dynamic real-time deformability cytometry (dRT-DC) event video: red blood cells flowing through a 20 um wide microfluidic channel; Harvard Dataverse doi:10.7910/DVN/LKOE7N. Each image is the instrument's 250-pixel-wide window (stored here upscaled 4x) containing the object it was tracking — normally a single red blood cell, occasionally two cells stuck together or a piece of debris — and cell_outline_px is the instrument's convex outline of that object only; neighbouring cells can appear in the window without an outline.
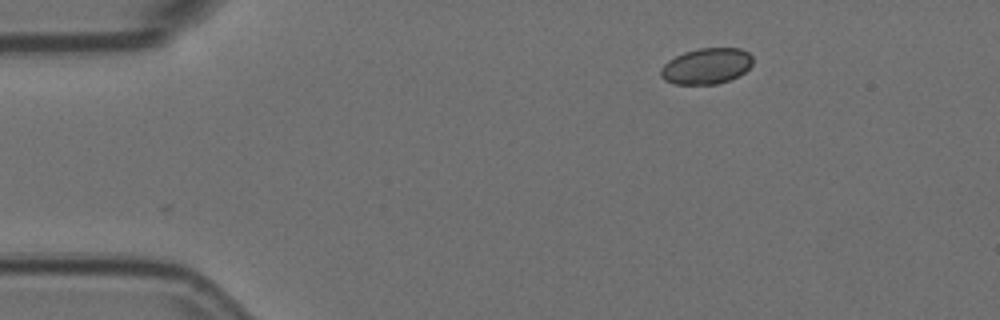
{"species": "Egyptian fruit bat (a non-hibernating species)", "species_latin": "Rousettus aegyptiacus", "temperature_condition": "room temperature", "stored_images_in_passage": 3, "camera_frame_rate_fps": 3000, "um_per_image_px": 0.085, "animal": {"sex": "female"}, "frame": {"image": 1, "passage_image": 1, "time_ms": 0.0, "image_size_px": [1000, 320], "cell_outline_px": [[752, 64], [744, 72], [728, 80], [716, 84], [676, 84], [664, 80], [660, 76], [660, 68], [668, 60], [684, 52], [700, 48], [740, 48], [748, 52], [752, 56]], "centroid_in_image_um": [60.02, 5.61], "position_along_channel_um": 25.0, "area_um2": 19.19}}